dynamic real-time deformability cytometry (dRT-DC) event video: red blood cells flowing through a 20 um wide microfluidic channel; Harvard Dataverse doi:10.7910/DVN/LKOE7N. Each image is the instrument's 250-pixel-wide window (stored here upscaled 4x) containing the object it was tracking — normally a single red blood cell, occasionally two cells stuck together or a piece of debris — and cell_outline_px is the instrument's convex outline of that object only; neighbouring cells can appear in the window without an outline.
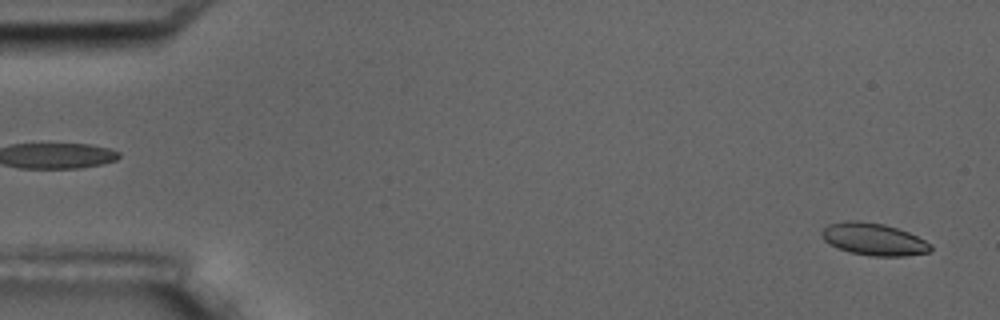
{"species": "common noctule bat (a hibernating species)", "species_latin": "Nyctalus noctula", "temperature_condition": "room temperature", "stored_images_in_passage": 5, "segment_of_instrument_passage": [2, 2], "camera_frame_rate_fps": 3000, "um_per_image_px": 0.085, "animal": {"sex": "male", "body_mass_g": 17.5, "forearm_length_mm": 52.3}, "frame": {"image": 1, "passage_image": 5, "time_ms": 4.667, "image_size_px": [1000, 320], "cell_outline_px": [[932, 248], [928, 252], [904, 256], [872, 256], [848, 252], [828, 244], [820, 236], [820, 232], [828, 224], [844, 220], [860, 220], [884, 224], [908, 232], [932, 244]], "centroid_in_image_um": [74.21, 20.32], "position_along_channel_um": 10.8, "area_um2": 20.63}}